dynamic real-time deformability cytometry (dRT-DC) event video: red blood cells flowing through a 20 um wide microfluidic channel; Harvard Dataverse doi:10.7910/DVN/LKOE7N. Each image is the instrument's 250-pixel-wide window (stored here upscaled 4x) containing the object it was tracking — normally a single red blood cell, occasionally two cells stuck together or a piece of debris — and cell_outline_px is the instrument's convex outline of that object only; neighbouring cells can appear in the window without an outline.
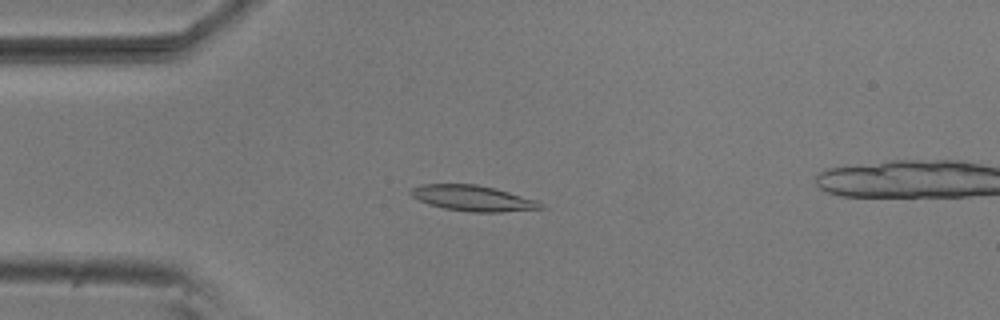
{"species": "common noctule bat (a hibernating species)", "species_latin": "Nyctalus noctula", "temperature_condition": "room temperature", "stored_images_in_passage": 50, "camera_frame_rate_fps": 3000, "um_per_image_px": 0.085, "animal": {"sex": "male", "body_mass_g": 20.5, "forearm_length_mm": 52.5}, "frame": {"image": 1, "passage_image": 12, "time_ms": 3.667, "image_size_px": [1000, 320], "cell_outline_px": [[548, 208], [500, 212], [472, 212], [444, 208], [428, 204], [412, 196], [408, 192], [412, 188], [420, 184], [476, 184], [508, 192], [536, 200], [544, 204]], "centroid_in_image_um": [40.2, 16.85], "position_along_channel_um": 44.8, "area_um2": 19.31}}
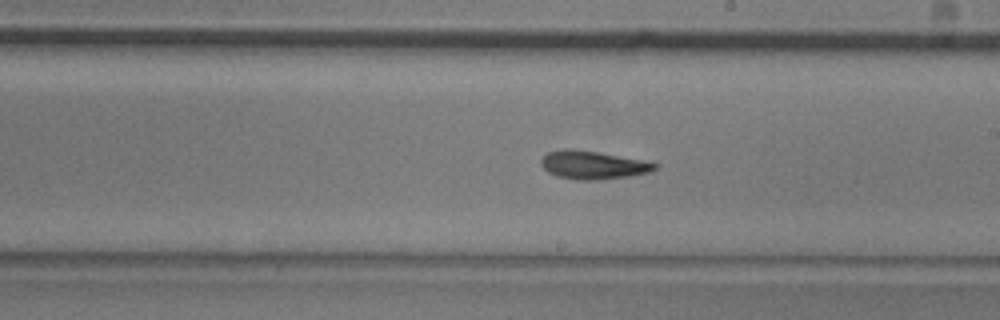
{"frame": {"image": 2, "passage_image": 29, "time_ms": 9.333, "image_size_px": [1000, 320], "cell_outline_px": [[660, 164], [656, 168], [648, 172], [628, 176], [600, 180], [576, 180], [556, 176], [548, 172], [540, 164], [540, 160], [548, 152], [596, 152], [644, 160]], "centroid_in_image_um": [50.46, 14.08], "position_along_channel_um": 238.5, "area_um2": 17.92}}
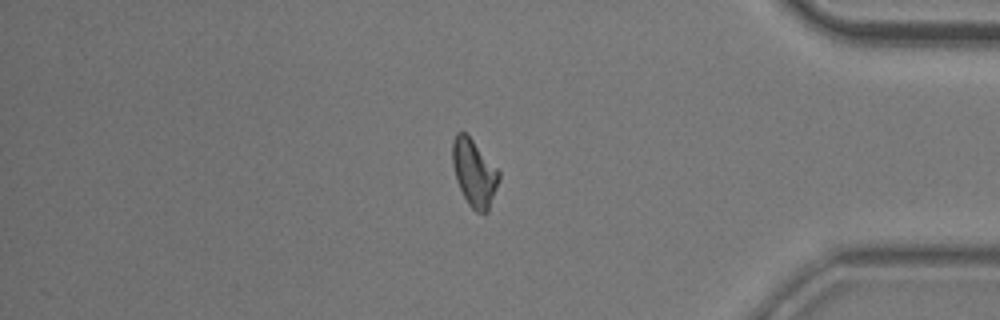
{"frame": {"image": 3, "passage_image": 44, "time_ms": 14.333, "image_size_px": [1000, 320], "cell_outline_px": [[500, 180], [488, 212], [476, 212], [468, 204], [456, 180], [452, 164], [452, 140], [456, 132], [464, 132], [472, 140], [500, 172]], "centroid_in_image_um": [40.3, 14.71], "position_along_channel_um": 394.9, "area_um2": 18.03}}